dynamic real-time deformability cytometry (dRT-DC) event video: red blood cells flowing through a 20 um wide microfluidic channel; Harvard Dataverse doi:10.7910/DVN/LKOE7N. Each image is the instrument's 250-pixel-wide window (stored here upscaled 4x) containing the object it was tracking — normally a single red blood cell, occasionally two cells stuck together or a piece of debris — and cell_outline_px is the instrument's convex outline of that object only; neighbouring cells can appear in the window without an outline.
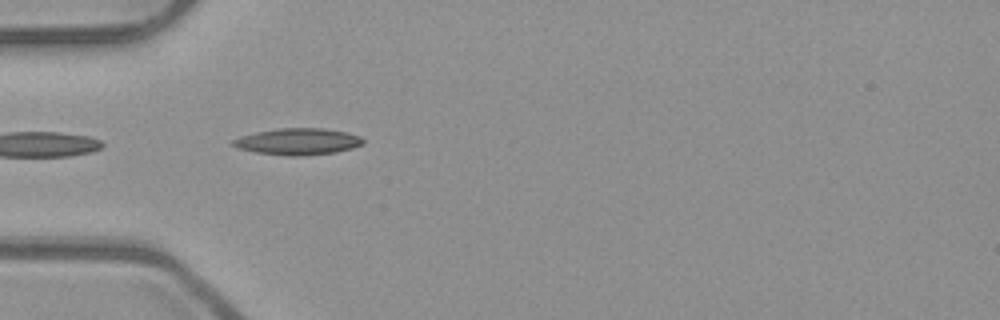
{"species": "common noctule bat (a hibernating species)", "species_latin": "Nyctalus noctula", "temperature_condition": "room temperature", "stored_images_in_passage": 8, "camera_frame_rate_fps": 3000, "um_per_image_px": 0.085, "animal": {"sex": "male", "body_mass_g": 23.1, "forearm_length_mm": 52.7}, "frame": {"image": 1, "passage_image": 2, "time_ms": 0.333, "image_size_px": [1000, 320], "cell_outline_px": [[364, 144], [352, 148], [336, 152], [300, 156], [288, 156], [256, 152], [236, 148], [228, 144], [232, 140], [240, 136], [256, 132], [276, 128], [324, 128], [344, 132], [360, 136], [364, 140]], "centroid_in_image_um": [25.27, 12.03], "position_along_channel_um": 59.7, "area_um2": 20.29}}
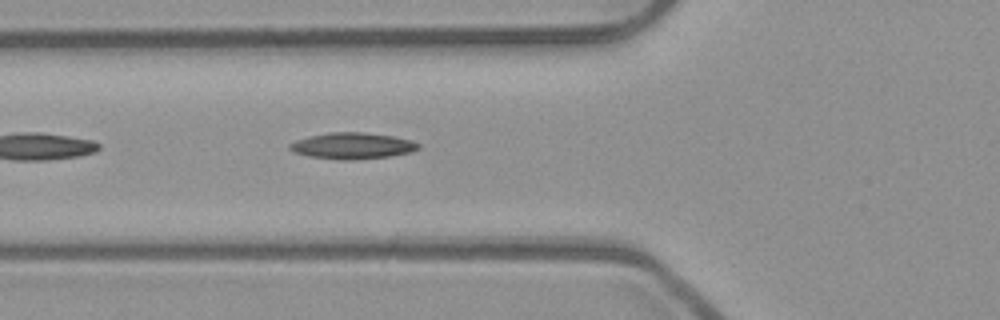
{"frame": {"image": 2, "passage_image": 5, "time_ms": 1.333, "image_size_px": [1000, 320], "cell_outline_px": [[420, 148], [412, 152], [392, 156], [352, 160], [336, 160], [308, 156], [292, 152], [288, 148], [288, 144], [296, 140], [308, 136], [328, 132], [364, 132], [392, 136], [412, 140], [420, 144]], "centroid_in_image_um": [29.93, 12.4], "position_along_channel_um": 95.9, "area_um2": 20.06}}